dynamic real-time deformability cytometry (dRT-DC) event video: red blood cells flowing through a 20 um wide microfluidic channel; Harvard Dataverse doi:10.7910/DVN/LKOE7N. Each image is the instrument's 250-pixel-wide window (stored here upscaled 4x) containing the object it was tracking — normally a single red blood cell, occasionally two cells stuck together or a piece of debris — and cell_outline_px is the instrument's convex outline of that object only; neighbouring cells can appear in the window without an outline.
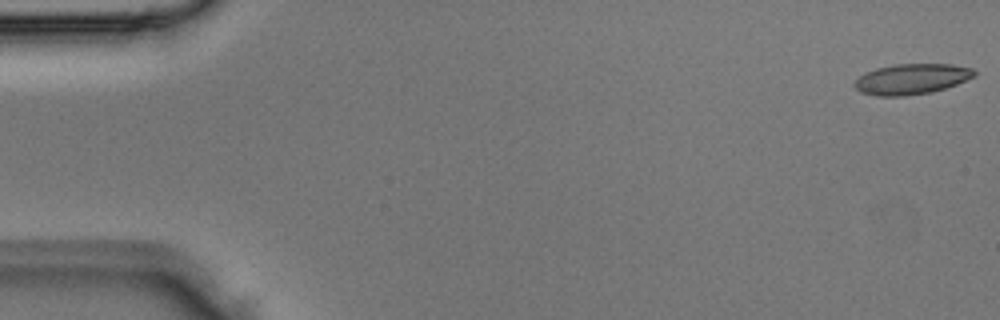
{"species": "Egyptian fruit bat (a non-hibernating species)", "species_latin": "Rousettus aegyptiacus", "temperature_condition": "room temperature", "stored_images_in_passage": 4, "camera_frame_rate_fps": 3000, "um_per_image_px": 0.085, "animal": {"sex": "male"}, "frame": {"image": 1, "passage_image": 1, "time_ms": 0.0, "image_size_px": [1000, 320], "cell_outline_px": [[976, 76], [956, 84], [932, 92], [904, 96], [876, 96], [860, 92], [852, 84], [860, 76], [876, 68], [896, 64], [952, 64], [972, 68], [976, 72]], "centroid_in_image_um": [77.49, 6.72], "position_along_channel_um": 7.5, "area_um2": 21.27}}
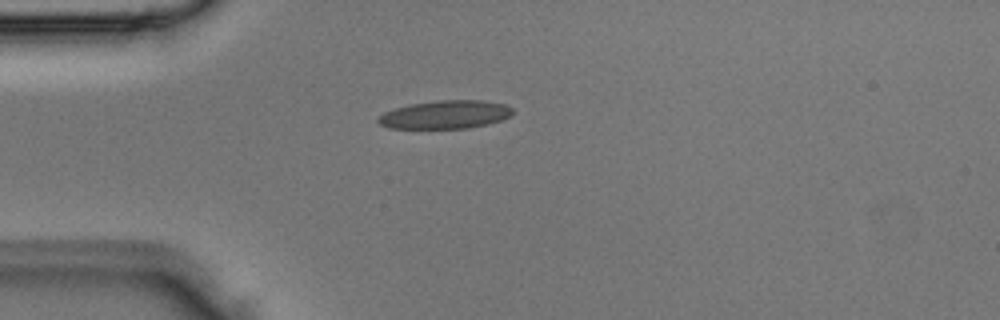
{"frame": {"image": 2, "passage_image": 4, "time_ms": 1.0, "image_size_px": [1000, 320], "cell_outline_px": [[512, 116], [488, 124], [468, 128], [388, 128], [380, 124], [376, 120], [384, 112], [396, 108], [412, 104], [440, 100], [484, 100], [504, 104], [512, 108]], "centroid_in_image_um": [37.87, 9.74], "position_along_channel_um": 47.1, "area_um2": 22.02}}